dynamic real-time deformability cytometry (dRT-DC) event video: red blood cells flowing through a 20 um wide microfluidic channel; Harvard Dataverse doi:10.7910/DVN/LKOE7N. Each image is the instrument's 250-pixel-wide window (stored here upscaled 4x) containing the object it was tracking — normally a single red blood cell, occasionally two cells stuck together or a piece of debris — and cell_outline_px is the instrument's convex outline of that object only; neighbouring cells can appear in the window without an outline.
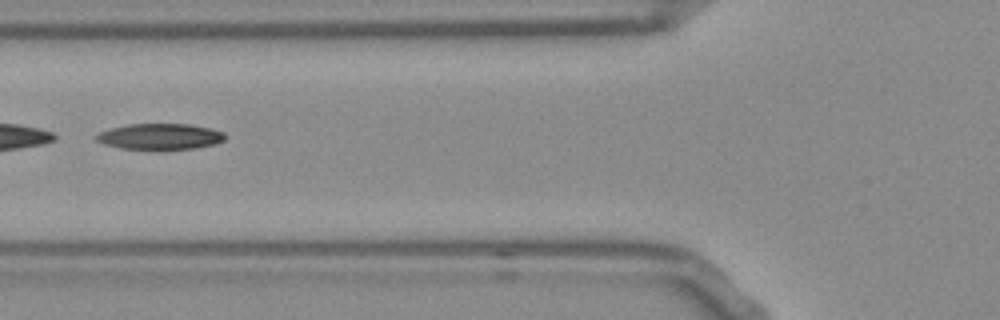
{"species": "Egyptian fruit bat (a non-hibernating species)", "species_latin": "Rousettus aegyptiacus", "temperature_condition": "room temperature", "stored_images_in_passage": 38, "camera_frame_rate_fps": 3000, "um_per_image_px": 0.085, "frame": {"image": 1, "passage_image": 6, "time_ms": 1.667, "image_size_px": [1000, 320], "cell_outline_px": [[224, 140], [216, 144], [192, 148], [120, 148], [104, 144], [96, 140], [96, 136], [100, 132], [112, 128], [128, 124], [188, 124], [212, 128], [224, 132]], "centroid_in_image_um": [13.62, 11.58], "position_along_channel_um": 112.2, "area_um2": 19.02}, "authors_computed_cell_mechanics": {"area_um2": 19.9988, "velocity_mm_per_s": 3.7901, "shape_relaxation_time_tau1_ms": 7.3724, "shape_relaxation_time_tau2_ms": null, "deformation_change_tau1": 0.2036, "deformation_change_tau2": null}}